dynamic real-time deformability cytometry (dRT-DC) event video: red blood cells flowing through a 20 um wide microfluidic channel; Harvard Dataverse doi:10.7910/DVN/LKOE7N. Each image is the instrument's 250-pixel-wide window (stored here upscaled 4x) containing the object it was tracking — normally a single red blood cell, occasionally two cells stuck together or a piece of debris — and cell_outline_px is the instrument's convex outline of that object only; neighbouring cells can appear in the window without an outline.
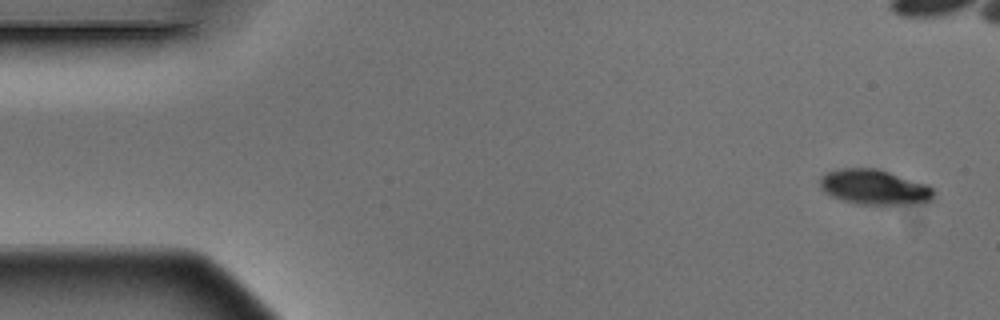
{"species": "Egyptian fruit bat (a non-hibernating species)", "species_latin": "Rousettus aegyptiacus", "temperature_condition": "warm", "stored_images_in_passage": 5, "camera_frame_rate_fps": 3000, "um_per_image_px": 0.085, "animal": {"sex": "male"}, "frame": {"image": 1, "passage_image": 1, "time_ms": 0.0, "image_size_px": [1000, 320], "cell_outline_px": [[932, 200], [928, 204], [856, 204], [832, 196], [824, 192], [820, 188], [820, 176], [828, 172], [840, 168], [876, 168], [924, 184], [932, 188]], "centroid_in_image_um": [74.29, 15.92], "position_along_channel_um": 10.7, "area_um2": 23.06}}